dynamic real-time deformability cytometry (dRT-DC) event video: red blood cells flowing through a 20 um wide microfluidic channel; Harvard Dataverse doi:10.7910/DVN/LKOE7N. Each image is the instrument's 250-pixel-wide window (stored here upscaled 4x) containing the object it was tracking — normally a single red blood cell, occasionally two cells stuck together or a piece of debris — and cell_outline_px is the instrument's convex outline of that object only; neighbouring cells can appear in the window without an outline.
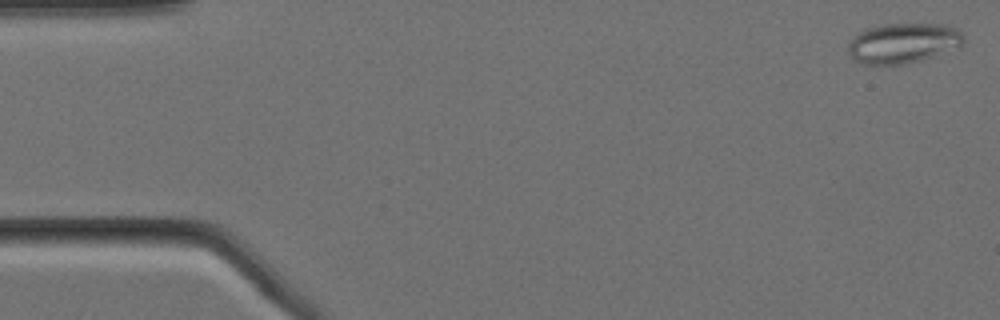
{"species": "Egyptian fruit bat (a non-hibernating species)", "species_latin": "Rousettus aegyptiacus", "temperature_condition": "cold", "stored_images_in_passage": 57, "camera_frame_rate_fps": 3000, "um_per_image_px": 0.085, "animal": {"sex": "female"}, "frame": {"image": 1, "passage_image": 1, "time_ms": 0.0, "image_size_px": [1000, 320], "cell_outline_px": [[964, 40], [960, 48], [920, 60], [904, 64], [864, 64], [852, 60], [848, 52], [848, 44], [864, 28], [884, 24], [944, 24], [956, 28], [964, 36]], "centroid_in_image_um": [76.78, 3.66], "position_along_channel_um": 8.2, "area_um2": 27.11}}
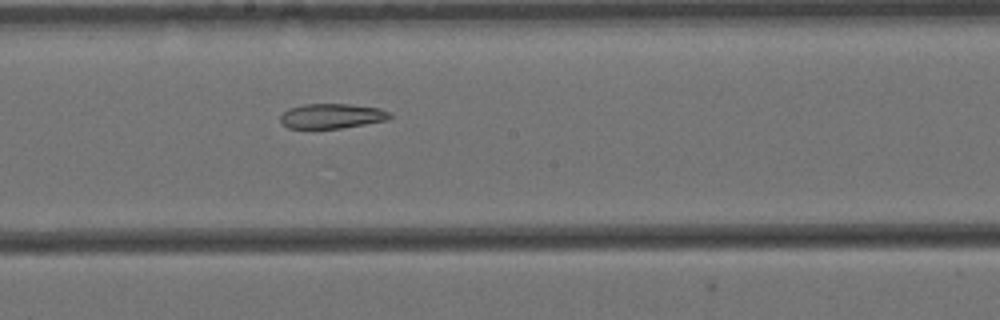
{"frame": {"image": 2, "passage_image": 30, "time_ms": 9.667, "image_size_px": [1000, 320], "cell_outline_px": [[392, 116], [388, 120], [340, 128], [288, 128], [280, 120], [280, 116], [288, 108], [304, 104], [352, 104], [380, 108], [388, 112]], "centroid_in_image_um": [28.21, 9.85], "position_along_channel_um": 220.0, "area_um2": 15.78}}
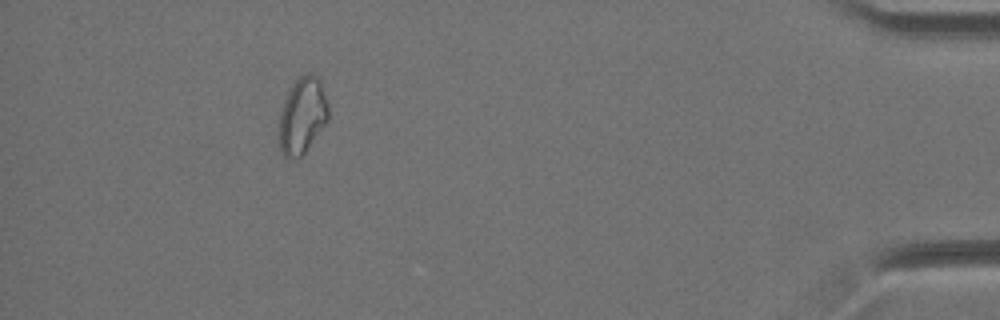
{"frame": {"image": 3, "passage_image": 52, "time_ms": 17.0, "image_size_px": [1000, 320], "cell_outline_px": [[328, 120], [304, 152], [300, 156], [284, 156], [280, 152], [280, 112], [284, 100], [292, 84], [300, 76], [308, 72], [312, 72], [320, 80], [328, 104]], "centroid_in_image_um": [25.71, 9.77], "position_along_channel_um": 409.5, "area_um2": 21.44}}